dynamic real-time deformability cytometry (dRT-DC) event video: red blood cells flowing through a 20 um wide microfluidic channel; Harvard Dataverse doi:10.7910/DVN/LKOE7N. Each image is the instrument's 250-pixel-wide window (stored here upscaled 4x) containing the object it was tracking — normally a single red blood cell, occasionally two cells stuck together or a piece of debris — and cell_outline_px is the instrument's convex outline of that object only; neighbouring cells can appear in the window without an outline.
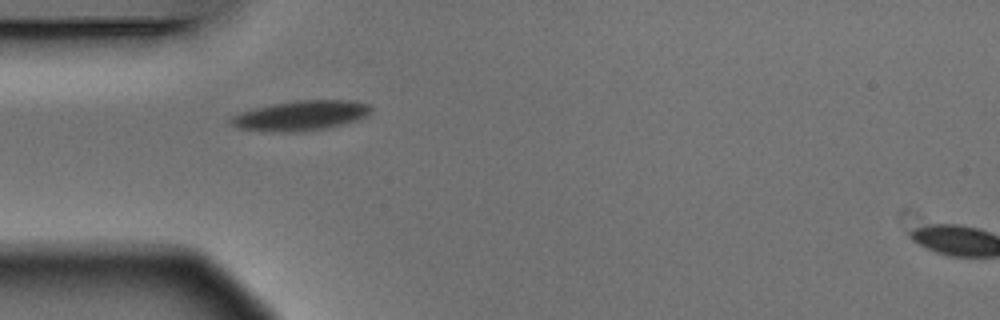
{"species": "Egyptian fruit bat (a non-hibernating species)", "species_latin": "Rousettus aegyptiacus", "temperature_condition": "warm", "stored_images_in_passage": 2, "segment_of_instrument_passage": [1, 2], "camera_frame_rate_fps": 3000, "um_per_image_px": 0.085, "animal": {"sex": "male"}, "frame": {"image": 1, "passage_image": 1, "time_ms": 0.0, "image_size_px": [1000, 320], "cell_outline_px": [[372, 112], [368, 116], [356, 120], [324, 128], [300, 132], [280, 132], [240, 128], [232, 124], [228, 120], [232, 116], [256, 108], [272, 104], [296, 100], [352, 100], [368, 104], [372, 108]], "centroid_in_image_um": [25.62, 9.81], "position_along_channel_um": 59.4, "area_um2": 24.1}}